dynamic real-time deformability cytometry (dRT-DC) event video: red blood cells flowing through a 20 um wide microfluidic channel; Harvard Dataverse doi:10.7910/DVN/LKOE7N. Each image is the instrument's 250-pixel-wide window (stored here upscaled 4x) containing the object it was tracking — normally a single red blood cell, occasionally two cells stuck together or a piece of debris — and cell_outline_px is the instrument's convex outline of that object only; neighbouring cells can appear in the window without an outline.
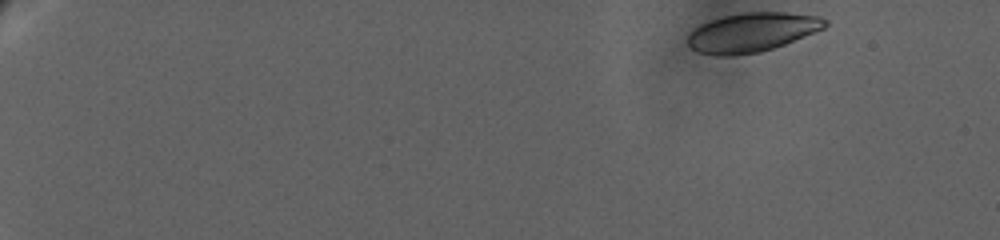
{"species": "human", "species_latin": "Homo sapiens", "temperature_condition": "warm", "stored_images_in_passage": 9, "camera_frame_rate_fps": 3000, "um_per_image_px": 0.085, "donor": {"sex": "female"}, "frame": {"image": 1, "passage_image": 1, "time_ms": 0.0, "image_size_px": [1000, 240], "cell_outline_px": [[828, 24], [824, 28], [784, 44], [760, 52], [732, 56], [716, 56], [696, 52], [688, 44], [688, 32], [692, 28], [708, 20], [724, 16], [744, 12], [784, 12], [820, 16], [828, 20]], "centroid_in_image_um": [63.87, 2.74], "position_along_channel_um": 21.1, "area_um2": 31.56}}
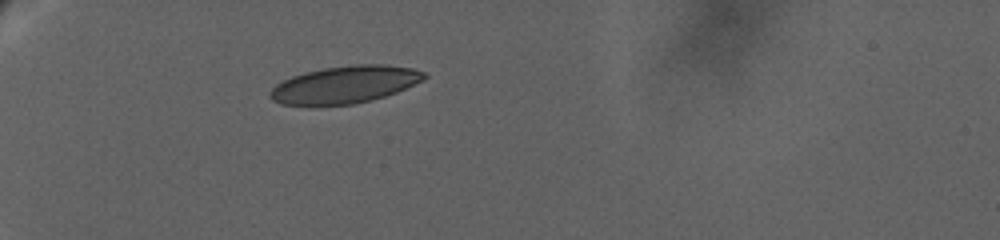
{"frame": {"image": 2, "passage_image": 7, "time_ms": 6.0, "image_size_px": [1000, 240], "cell_outline_px": [[428, 76], [424, 80], [396, 92], [372, 100], [352, 104], [280, 104], [272, 100], [268, 96], [268, 92], [276, 84], [292, 76], [304, 72], [324, 68], [352, 64], [388, 64], [412, 68], [424, 72]], "centroid_in_image_um": [29.33, 7.17], "position_along_channel_um": 55.7, "area_um2": 33.35}}
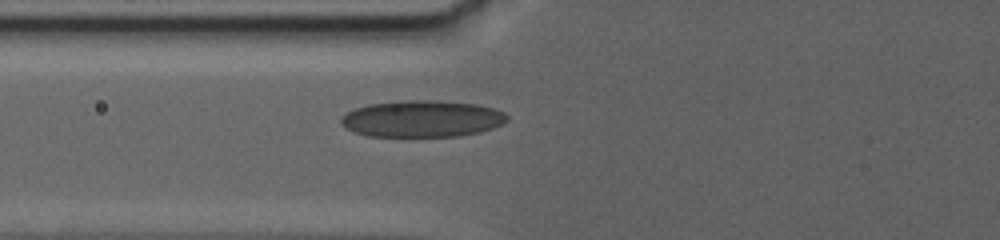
{"frame": {"image": 3, "passage_image": 9, "time_ms": 8.333, "image_size_px": [1000, 240], "cell_outline_px": [[508, 120], [504, 124], [480, 132], [460, 136], [368, 136], [356, 132], [340, 124], [340, 116], [356, 108], [368, 104], [400, 100], [436, 100], [476, 104], [492, 108], [504, 112], [508, 116]], "centroid_in_image_um": [35.89, 10.09], "position_along_channel_um": 89.9, "area_um2": 35.6}}